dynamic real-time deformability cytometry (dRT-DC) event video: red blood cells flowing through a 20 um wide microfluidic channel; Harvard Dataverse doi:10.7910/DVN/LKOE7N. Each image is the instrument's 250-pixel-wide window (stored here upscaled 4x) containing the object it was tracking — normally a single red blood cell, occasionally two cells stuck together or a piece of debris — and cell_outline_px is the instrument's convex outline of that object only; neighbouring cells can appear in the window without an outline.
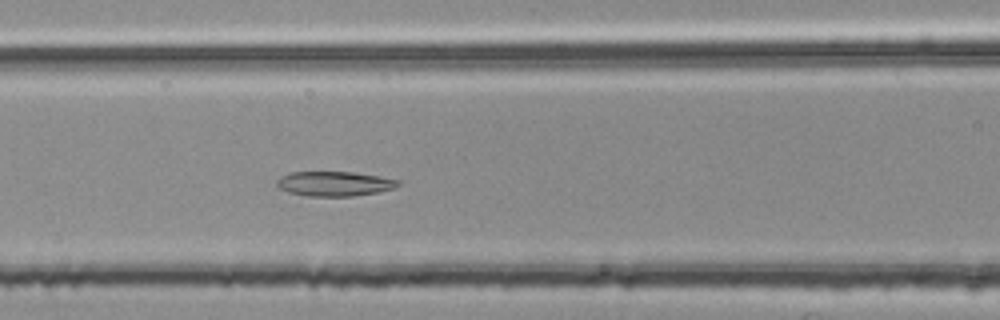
{"species": "common noctule bat (a hibernating species)", "species_latin": "Nyctalus noctula", "temperature_condition": "room temperature", "stored_images_in_passage": 52, "segment_of_instrument_passage": [2, 2], "camera_frame_rate_fps": 3000, "um_per_image_px": 0.085, "animal": {"sex": "female", "body_mass_g": 25.1}, "frame": {"image": 1, "passage_image": 23, "time_ms": 7.333, "image_size_px": [1000, 320], "cell_outline_px": [[400, 184], [396, 188], [380, 192], [352, 196], [304, 196], [288, 192], [276, 188], [276, 180], [280, 176], [292, 172], [352, 172], [380, 176], [400, 180]], "centroid_in_image_um": [28.42, 15.62], "position_along_channel_um": 138.2, "area_um2": 17.74}}
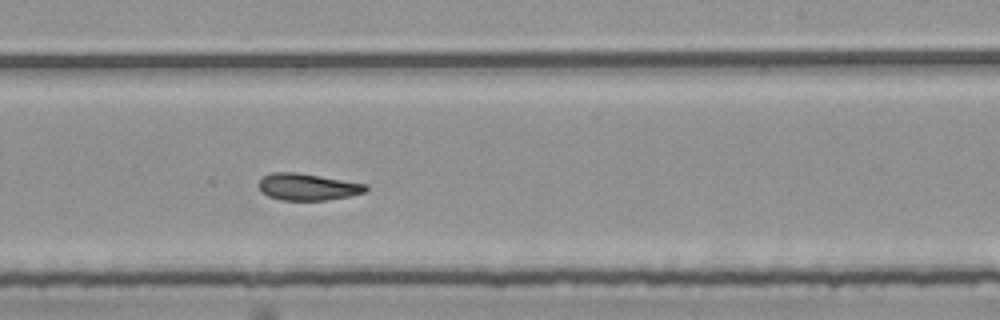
{"frame": {"image": 2, "passage_image": 33, "time_ms": 10.667, "image_size_px": [1000, 320], "cell_outline_px": [[368, 188], [364, 192], [352, 196], [328, 200], [280, 200], [268, 196], [256, 184], [264, 176], [272, 172], [296, 172], [368, 184]], "centroid_in_image_um": [26.17, 15.89], "position_along_channel_um": 262.8, "area_um2": 16.76}}
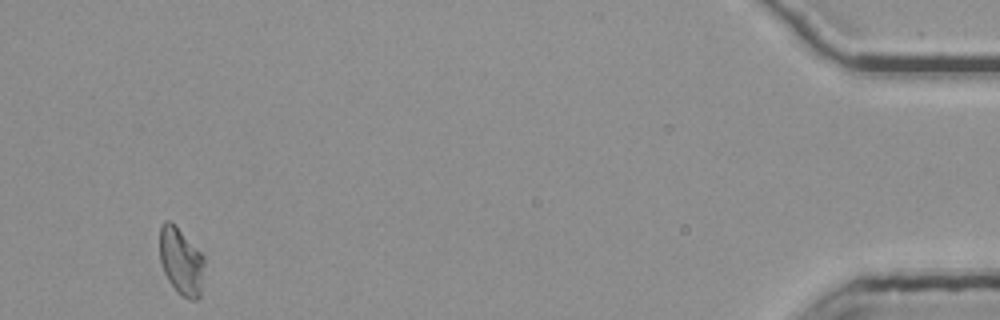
{"frame": {"image": 3, "passage_image": 52, "time_ms": 17.0, "image_size_px": [1000, 320], "cell_outline_px": [[204, 264], [200, 296], [196, 300], [188, 300], [180, 296], [176, 292], [168, 280], [164, 272], [160, 260], [160, 224], [164, 220], [168, 220], [176, 224], [204, 256]], "centroid_in_image_um": [15.38, 22.21], "position_along_channel_um": 419.8, "area_um2": 17.8}}